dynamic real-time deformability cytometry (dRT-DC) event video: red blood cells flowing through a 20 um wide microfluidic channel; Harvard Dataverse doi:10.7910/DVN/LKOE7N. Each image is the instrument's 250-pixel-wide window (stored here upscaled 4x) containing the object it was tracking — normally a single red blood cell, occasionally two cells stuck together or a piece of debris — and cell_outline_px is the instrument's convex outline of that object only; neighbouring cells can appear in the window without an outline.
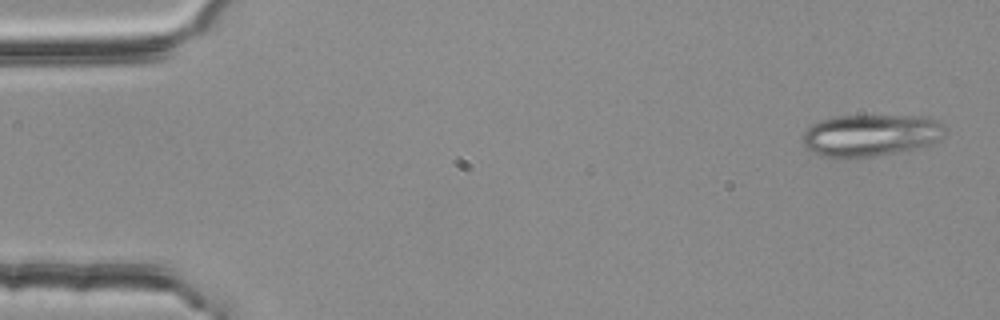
{"species": "common noctule bat (a hibernating species)", "species_latin": "Nyctalus noctula", "temperature_condition": "room temperature", "stored_images_in_passage": 4, "camera_frame_rate_fps": 3000, "um_per_image_px": 0.085, "animal": {"sex": "female", "body_mass_g": 25.1}, "frame": {"image": 1, "passage_image": 1, "time_ms": 0.0, "image_size_px": [1000, 320], "cell_outline_px": [[944, 136], [940, 140], [928, 144], [892, 152], [872, 156], [848, 160], [844, 160], [820, 156], [804, 148], [804, 132], [812, 124], [820, 120], [836, 116], [928, 116], [936, 120], [944, 128]], "centroid_in_image_um": [73.93, 11.51], "position_along_channel_um": 11.1, "area_um2": 34.85}}